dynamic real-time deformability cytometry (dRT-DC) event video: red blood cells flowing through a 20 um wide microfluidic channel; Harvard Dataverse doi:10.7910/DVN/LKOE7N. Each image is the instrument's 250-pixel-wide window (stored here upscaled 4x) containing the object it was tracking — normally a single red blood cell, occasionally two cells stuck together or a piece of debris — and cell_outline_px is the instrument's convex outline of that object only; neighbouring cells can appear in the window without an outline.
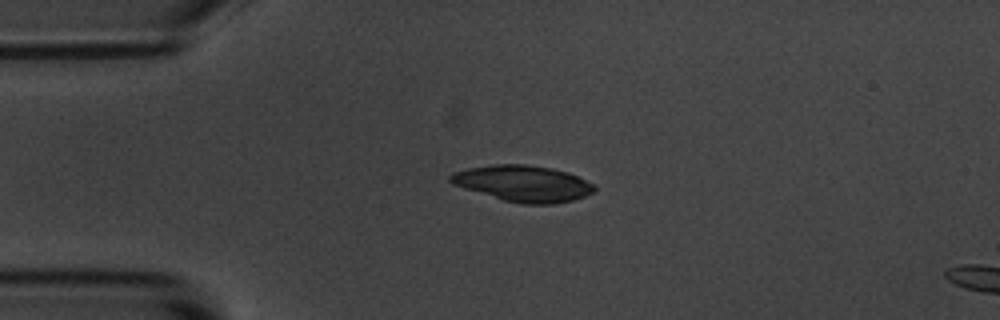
{"species": "common noctule bat (a hibernating species)", "species_latin": "Nyctalus noctula", "temperature_condition": "room temperature", "stored_images_in_passage": 2, "camera_frame_rate_fps": 3000, "um_per_image_px": 0.085, "animal": {"sex": "male", "body_mass_g": 20.1, "forearm_length_mm": 53.5}, "frame": {"image": 1, "passage_image": 1, "time_ms": 0.0, "image_size_px": [1000, 320], "cell_outline_px": [[596, 188], [592, 192], [584, 196], [572, 200], [552, 204], [520, 204], [504, 200], [464, 188], [452, 184], [448, 180], [448, 176], [452, 172], [468, 168], [492, 164], [524, 164], [552, 168], [568, 172], [592, 184]], "centroid_in_image_um": [44.41, 15.59], "position_along_channel_um": 40.6, "area_um2": 30.17}}